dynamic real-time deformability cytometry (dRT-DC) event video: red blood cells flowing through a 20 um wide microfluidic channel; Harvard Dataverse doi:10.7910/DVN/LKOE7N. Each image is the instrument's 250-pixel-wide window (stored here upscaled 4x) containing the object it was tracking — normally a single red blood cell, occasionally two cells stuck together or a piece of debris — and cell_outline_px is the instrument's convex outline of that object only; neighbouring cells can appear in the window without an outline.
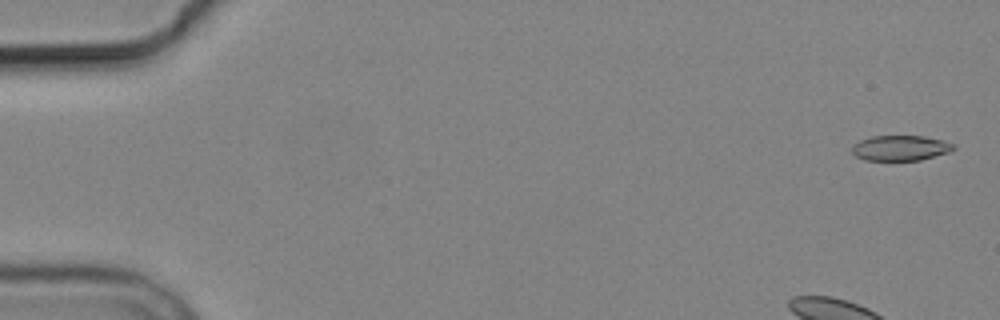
{"species": "common noctule bat (a hibernating species)", "species_latin": "Nyctalus noctula", "temperature_condition": "cold", "stored_images_in_passage": 6, "camera_frame_rate_fps": 3000, "um_per_image_px": 0.085, "animal": {"sex": "male", "body_mass_g": 19.2, "forearm_length_mm": 51.8}, "frame": {"image": 1, "passage_image": 1, "time_ms": 0.0, "image_size_px": [1000, 320], "cell_outline_px": [[956, 148], [948, 152], [920, 160], [864, 160], [856, 156], [852, 152], [852, 148], [860, 140], [872, 136], [924, 136], [944, 140], [952, 144]], "centroid_in_image_um": [76.54, 12.58], "position_along_channel_um": 8.5, "area_um2": 14.8}}